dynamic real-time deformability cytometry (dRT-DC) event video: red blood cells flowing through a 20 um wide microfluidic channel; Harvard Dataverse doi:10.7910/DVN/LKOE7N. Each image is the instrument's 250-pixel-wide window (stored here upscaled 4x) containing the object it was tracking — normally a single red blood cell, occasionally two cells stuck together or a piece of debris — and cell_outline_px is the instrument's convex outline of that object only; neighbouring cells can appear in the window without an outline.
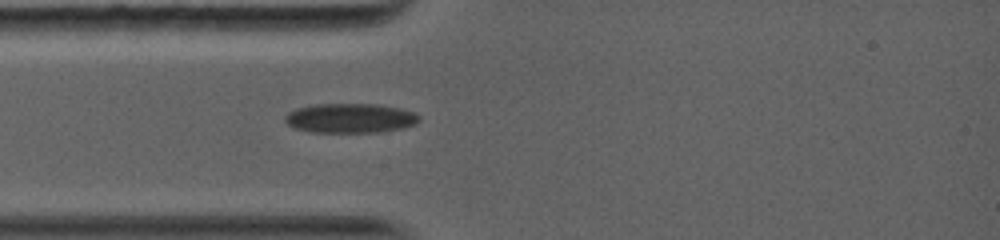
{"species": "common noctule bat (a hibernating species)", "species_latin": "Nyctalus noctula", "temperature_condition": "warm", "stored_images_in_passage": 23, "camera_frame_rate_fps": 5000, "um_per_image_px": 0.085, "animal": {"sex": "female", "body_mass_g": 19.0, "forearm_length_mm": 56.7}, "frame": {"image": 1, "passage_image": 1, "time_ms": 0.0, "image_size_px": [1000, 240], "cell_outline_px": [[420, 120], [416, 124], [404, 128], [380, 132], [308, 132], [296, 128], [288, 124], [284, 120], [284, 116], [288, 112], [296, 108], [316, 104], [376, 104], [400, 108], [412, 112], [420, 116]], "centroid_in_image_um": [29.77, 10.04], "position_along_channel_um": 55.2, "area_um2": 23.18}}
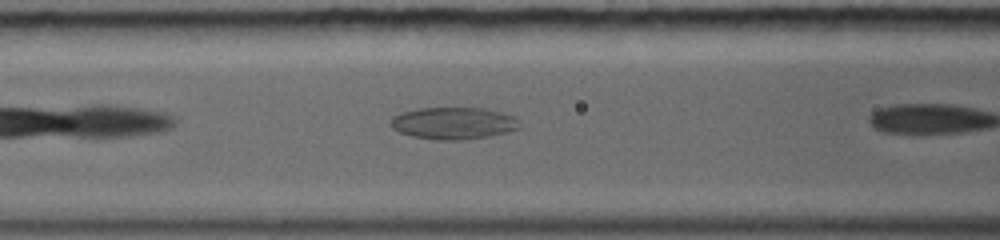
{"frame": {"image": 2, "passage_image": 4, "time_ms": 0.8, "image_size_px": [1000, 240], "cell_outline_px": [[520, 128], [488, 136], [464, 140], [436, 140], [412, 136], [400, 132], [392, 128], [388, 124], [392, 116], [400, 112], [420, 108], [488, 108], [516, 116]], "centroid_in_image_um": [38.51, 10.46], "position_along_channel_um": 128.1, "area_um2": 24.28}}